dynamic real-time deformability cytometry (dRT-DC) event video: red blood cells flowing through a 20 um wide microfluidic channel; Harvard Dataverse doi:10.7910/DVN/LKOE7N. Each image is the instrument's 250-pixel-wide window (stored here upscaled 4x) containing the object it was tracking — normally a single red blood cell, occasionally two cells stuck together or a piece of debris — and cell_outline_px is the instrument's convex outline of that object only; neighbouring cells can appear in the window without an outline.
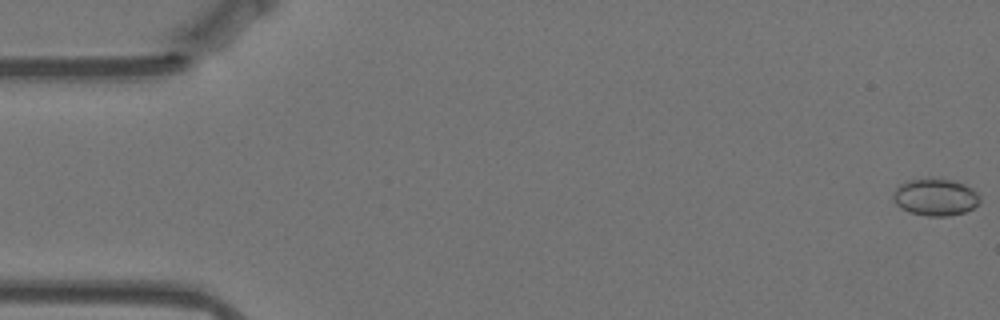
{"species": "Egyptian fruit bat (a non-hibernating species)", "species_latin": "Rousettus aegyptiacus", "temperature_condition": "warm", "stored_images_in_passage": 58, "camera_frame_rate_fps": 3000, "um_per_image_px": 0.085, "animal": {"sex": "female"}, "frame": {"image": 1, "passage_image": 1, "time_ms": 0.0, "image_size_px": [1000, 320], "cell_outline_px": [[980, 200], [972, 208], [964, 212], [948, 216], [928, 216], [908, 212], [900, 208], [896, 204], [892, 196], [892, 192], [900, 184], [908, 180], [932, 176], [956, 180], [972, 188], [980, 196]], "centroid_in_image_um": [79.48, 16.72], "position_along_channel_um": 5.5, "area_um2": 19.19}}
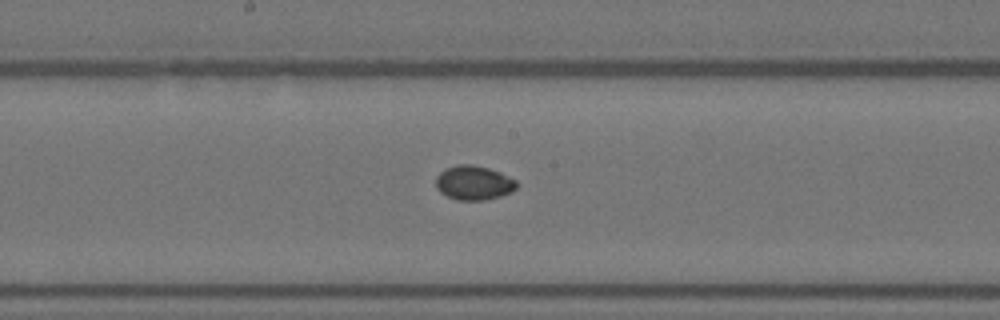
{"frame": {"image": 2, "passage_image": 30, "time_ms": 9.667, "image_size_px": [1000, 320], "cell_outline_px": [[516, 188], [512, 192], [500, 196], [484, 200], [456, 200], [440, 192], [436, 188], [436, 176], [444, 168], [456, 164], [472, 164], [488, 168], [500, 172], [516, 180]], "centroid_in_image_um": [40.24, 15.53], "position_along_channel_um": 208.0, "area_um2": 16.24}}
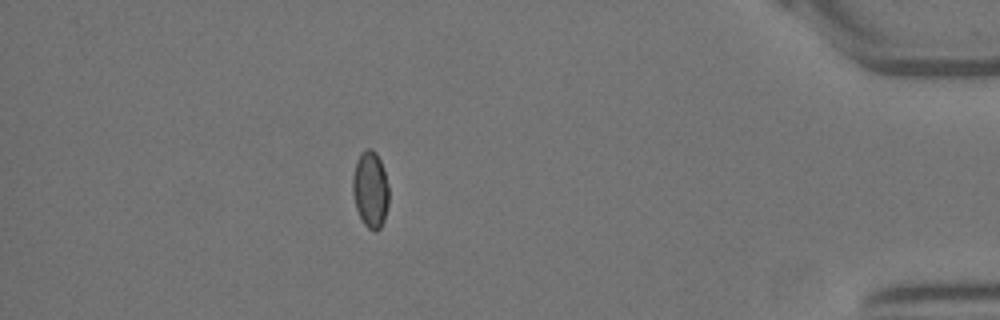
{"frame": {"image": 3, "passage_image": 51, "time_ms": 16.667, "image_size_px": [1000, 320], "cell_outline_px": [[388, 204], [384, 220], [380, 228], [376, 232], [368, 228], [364, 224], [356, 208], [352, 192], [352, 176], [356, 160], [360, 152], [368, 148], [372, 148], [376, 152], [380, 160], [384, 172], [388, 188]], "centroid_in_image_um": [31.46, 16.09], "position_along_channel_um": 403.7, "area_um2": 16.18}, "authors_computed_cell_mechanics": {"area_um2": 16.0973, "velocity_mm_per_s": 3.5215, "shape_relaxation_time_tau1_ms": 7.0482, "shape_relaxation_time_tau2_ms": null, "deformation_change_tau1": 0.0768, "deformation_change_tau2": null}}